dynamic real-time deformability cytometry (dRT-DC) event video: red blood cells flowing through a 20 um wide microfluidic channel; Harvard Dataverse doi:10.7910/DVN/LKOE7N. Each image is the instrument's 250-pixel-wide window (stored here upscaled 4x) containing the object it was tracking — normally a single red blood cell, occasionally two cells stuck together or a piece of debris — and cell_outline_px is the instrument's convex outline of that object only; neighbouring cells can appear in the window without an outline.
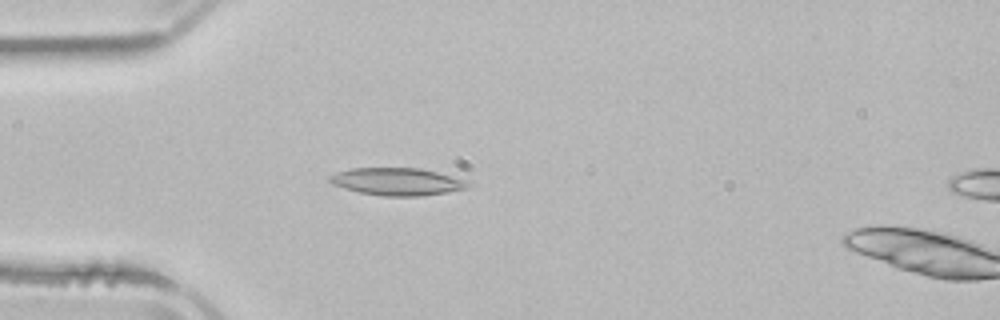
{"species": "common noctule bat (a hibernating species)", "species_latin": "Nyctalus noctula", "temperature_condition": "room temperature", "stored_images_in_passage": 5, "camera_frame_rate_fps": 3000, "um_per_image_px": 0.085, "animal": {"sex": "male", "body_mass_g": 21.5, "forearm_length_mm": 52.0}, "frame": {"image": 1, "passage_image": 4, "time_ms": 4.333, "image_size_px": [1000, 320], "cell_outline_px": [[472, 184], [468, 188], [448, 192], [420, 196], [384, 196], [360, 192], [344, 188], [332, 184], [328, 180], [328, 176], [336, 172], [352, 168], [420, 168], [436, 172], [464, 180]], "centroid_in_image_um": [33.73, 15.44], "position_along_channel_um": 51.3, "area_um2": 22.02}}